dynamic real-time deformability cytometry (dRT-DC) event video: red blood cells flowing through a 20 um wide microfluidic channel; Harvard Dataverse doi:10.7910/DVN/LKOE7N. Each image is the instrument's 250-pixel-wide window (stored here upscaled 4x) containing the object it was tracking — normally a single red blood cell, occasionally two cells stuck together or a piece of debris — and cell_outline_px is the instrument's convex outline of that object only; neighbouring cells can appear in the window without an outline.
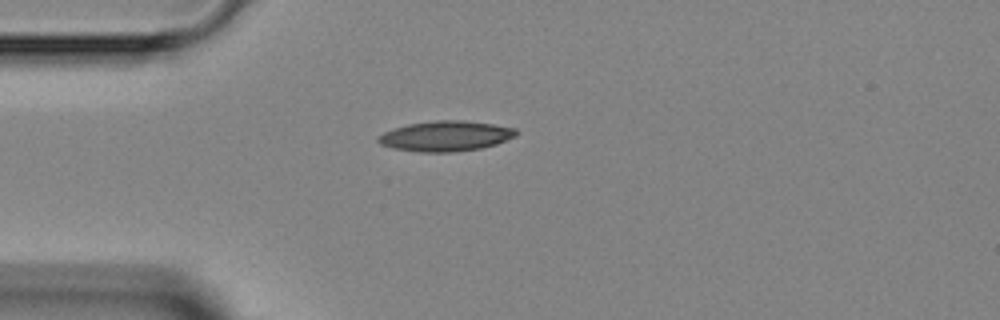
{"species": "Egyptian fruit bat (a non-hibernating species)", "species_latin": "Rousettus aegyptiacus", "temperature_condition": "room temperature", "stored_images_in_passage": 2, "camera_frame_rate_fps": 3000, "um_per_image_px": 0.085, "animal": {"sex": "female"}, "frame": {"image": 1, "passage_image": 1, "time_ms": 0.0, "image_size_px": [1000, 320], "cell_outline_px": [[516, 136], [496, 144], [480, 148], [452, 152], [420, 152], [392, 148], [380, 144], [376, 140], [376, 136], [384, 132], [408, 124], [436, 120], [464, 120], [492, 124], [516, 128]], "centroid_in_image_um": [37.86, 11.56], "position_along_channel_um": 47.1, "area_um2": 24.28}}